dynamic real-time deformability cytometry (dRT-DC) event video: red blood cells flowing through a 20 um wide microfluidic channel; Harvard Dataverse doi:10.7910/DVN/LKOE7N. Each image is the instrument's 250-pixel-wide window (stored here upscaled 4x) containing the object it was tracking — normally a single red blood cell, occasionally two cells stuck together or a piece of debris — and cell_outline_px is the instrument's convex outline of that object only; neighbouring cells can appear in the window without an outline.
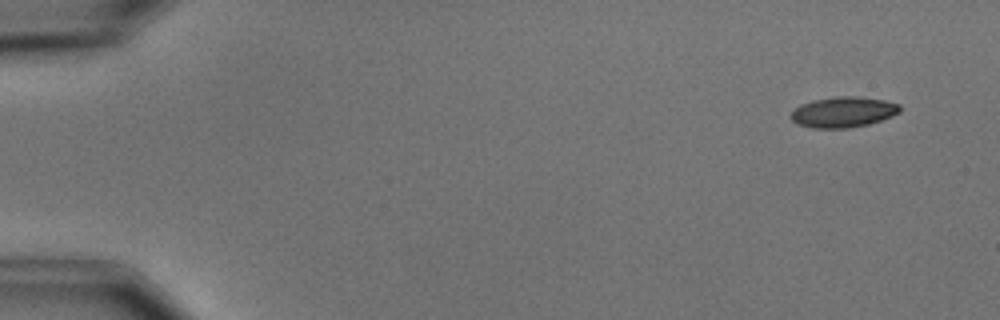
{"species": "common noctule bat (a hibernating species)", "species_latin": "Nyctalus noctula", "temperature_condition": "cold", "stored_images_in_passage": 5, "camera_frame_rate_fps": 3000, "um_per_image_px": 0.085, "animal": {"sex": "male", "body_mass_g": 15.6}, "frame": {"image": 1, "passage_image": 2, "time_ms": 1.0, "image_size_px": [1000, 320], "cell_outline_px": [[900, 112], [892, 116], [868, 124], [848, 128], [812, 128], [796, 124], [788, 116], [800, 104], [812, 100], [836, 96], [860, 96], [884, 100], [900, 104]], "centroid_in_image_um": [71.65, 9.52], "position_along_channel_um": 13.3, "area_um2": 19.59}}
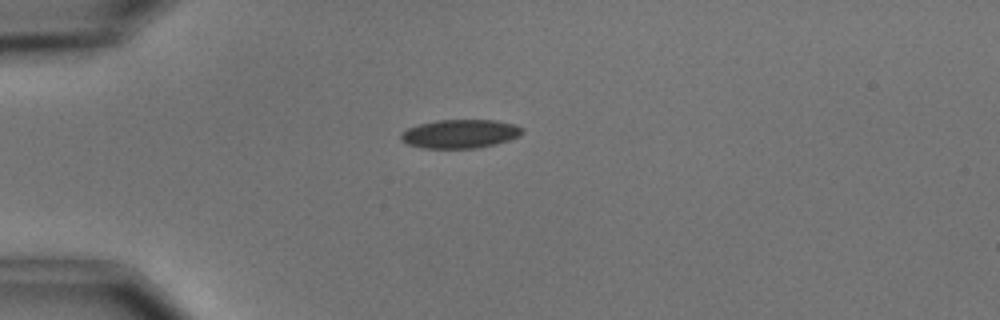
{"frame": {"image": 2, "passage_image": 5, "time_ms": 4.667, "image_size_px": [1000, 320], "cell_outline_px": [[524, 132], [520, 136], [496, 144], [476, 148], [420, 148], [408, 144], [400, 140], [400, 132], [408, 128], [420, 124], [436, 120], [496, 120], [516, 124], [524, 128]], "centroid_in_image_um": [39.12, 11.37], "position_along_channel_um": 45.9, "area_um2": 20.52}}